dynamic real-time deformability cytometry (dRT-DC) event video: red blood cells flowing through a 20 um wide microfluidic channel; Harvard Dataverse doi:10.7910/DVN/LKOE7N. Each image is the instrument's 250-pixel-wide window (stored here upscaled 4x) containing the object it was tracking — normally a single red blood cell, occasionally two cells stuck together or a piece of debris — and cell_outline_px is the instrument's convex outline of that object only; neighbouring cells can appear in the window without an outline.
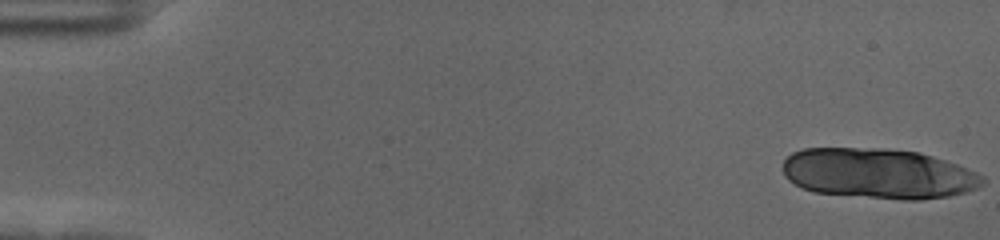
{"species": "human", "species_latin": "Homo sapiens", "temperature_condition": "cold", "stored_images_in_passage": 18, "camera_frame_rate_fps": 3000, "um_per_image_px": 0.085, "donor": {"sex": "female"}, "frame": {"image": 1, "passage_image": 1, "time_ms": 0.0, "image_size_px": [1000, 240], "cell_outline_px": [[984, 184], [976, 188], [964, 192], [948, 196], [920, 200], [900, 200], [812, 192], [800, 188], [788, 180], [784, 176], [784, 160], [792, 152], [804, 148], [884, 148], [920, 152], [956, 164], [976, 172], [984, 176]], "centroid_in_image_um": [74.64, 14.75], "position_along_channel_um": 10.4, "area_um2": 58.78}}